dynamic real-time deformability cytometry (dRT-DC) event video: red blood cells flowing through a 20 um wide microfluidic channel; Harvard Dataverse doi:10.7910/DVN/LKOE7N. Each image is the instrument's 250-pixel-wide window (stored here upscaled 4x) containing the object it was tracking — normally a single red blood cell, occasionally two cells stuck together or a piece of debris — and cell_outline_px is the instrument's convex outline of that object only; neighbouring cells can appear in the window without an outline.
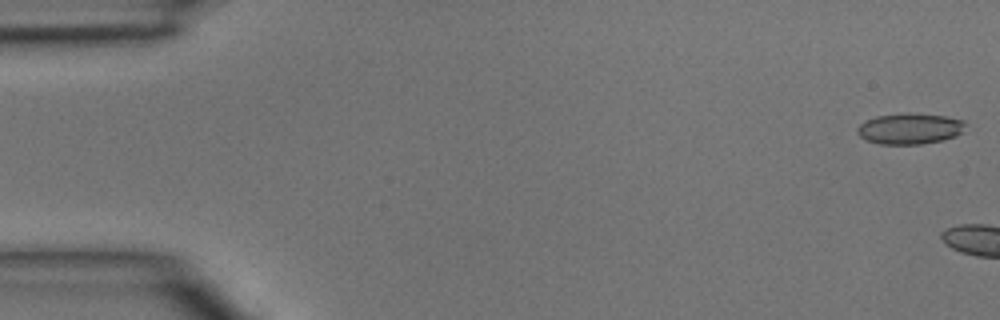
{"species": "common noctule bat (a hibernating species)", "species_latin": "Nyctalus noctula", "temperature_condition": "room temperature", "stored_images_in_passage": 4, "camera_frame_rate_fps": 3000, "um_per_image_px": 0.085, "animal": {"sex": "male", "body_mass_g": 15.6}, "frame": {"image": 1, "passage_image": 1, "time_ms": 0.0, "image_size_px": [1000, 320], "cell_outline_px": [[964, 124], [960, 132], [956, 136], [944, 140], [920, 144], [880, 144], [868, 140], [860, 136], [856, 132], [856, 128], [860, 124], [876, 116], [908, 112], [912, 112], [944, 116], [964, 120]], "centroid_in_image_um": [77.31, 10.93], "position_along_channel_um": 7.7, "area_um2": 19.42}}